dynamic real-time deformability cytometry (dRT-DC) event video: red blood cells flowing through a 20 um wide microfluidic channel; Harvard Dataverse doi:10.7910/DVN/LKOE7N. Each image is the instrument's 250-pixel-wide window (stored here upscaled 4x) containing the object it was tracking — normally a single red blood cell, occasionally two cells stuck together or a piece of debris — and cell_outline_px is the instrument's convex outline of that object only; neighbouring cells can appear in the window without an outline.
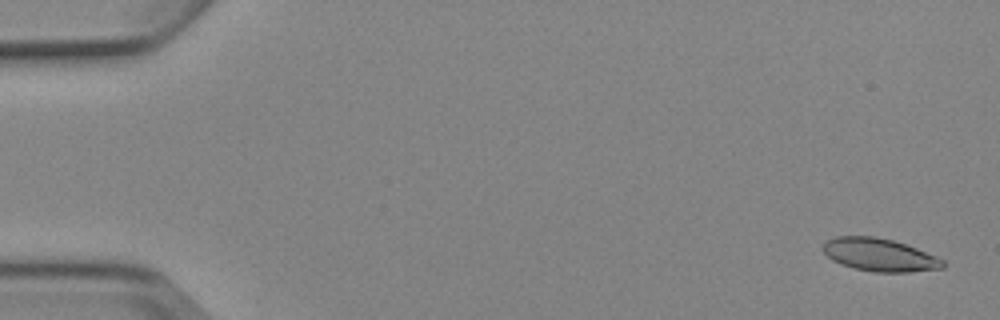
{"species": "Egyptian fruit bat (a non-hibernating species)", "species_latin": "Rousettus aegyptiacus", "temperature_condition": "cold", "stored_images_in_passage": 5, "camera_frame_rate_fps": 3000, "um_per_image_px": 0.085, "animal": {"sex": "female"}, "frame": {"image": 1, "passage_image": 1, "time_ms": 0.0, "image_size_px": [1000, 320], "cell_outline_px": [[944, 268], [908, 272], [876, 272], [852, 268], [840, 264], [832, 260], [820, 248], [828, 240], [836, 236], [876, 236], [892, 240], [916, 248], [936, 256], [944, 260]], "centroid_in_image_um": [74.74, 21.66], "position_along_channel_um": 10.3, "area_um2": 22.95}}
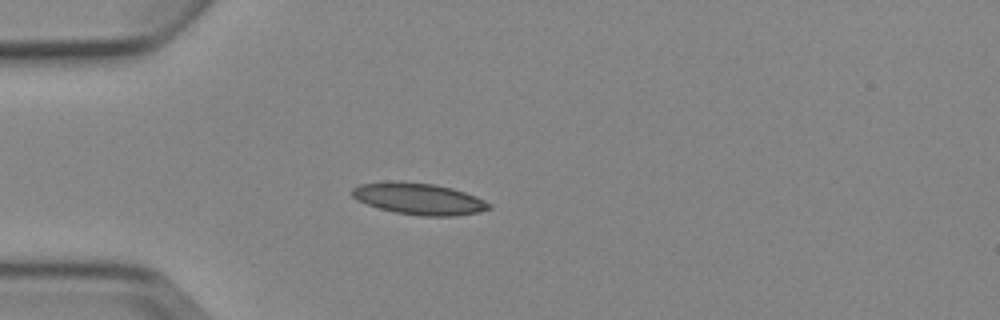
{"frame": {"image": 2, "passage_image": 4, "time_ms": 4.333, "image_size_px": [1000, 320], "cell_outline_px": [[492, 208], [480, 212], [456, 216], [420, 216], [396, 212], [380, 208], [356, 200], [352, 196], [352, 188], [360, 184], [396, 180], [404, 180], [432, 184], [452, 188], [476, 196], [492, 204]], "centroid_in_image_um": [35.62, 16.89], "position_along_channel_um": 49.4, "area_um2": 25.37}}